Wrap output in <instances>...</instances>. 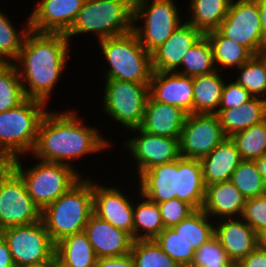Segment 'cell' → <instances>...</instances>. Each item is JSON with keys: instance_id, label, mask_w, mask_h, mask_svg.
<instances>
[{"instance_id": "6da1fadb", "label": "cell", "mask_w": 266, "mask_h": 267, "mask_svg": "<svg viewBox=\"0 0 266 267\" xmlns=\"http://www.w3.org/2000/svg\"><path fill=\"white\" fill-rule=\"evenodd\" d=\"M75 110L50 111L42 118L37 140L30 155L45 162L72 166V160L84 155L100 153L111 147L99 129L87 126Z\"/></svg>"}, {"instance_id": "7a4b0ae2", "label": "cell", "mask_w": 266, "mask_h": 267, "mask_svg": "<svg viewBox=\"0 0 266 267\" xmlns=\"http://www.w3.org/2000/svg\"><path fill=\"white\" fill-rule=\"evenodd\" d=\"M69 43L63 33L30 30L26 34L19 55L13 62L26 98L48 103L53 88L67 67L71 51Z\"/></svg>"}, {"instance_id": "3957f363", "label": "cell", "mask_w": 266, "mask_h": 267, "mask_svg": "<svg viewBox=\"0 0 266 267\" xmlns=\"http://www.w3.org/2000/svg\"><path fill=\"white\" fill-rule=\"evenodd\" d=\"M93 178H81L42 210L41 220L56 244L64 237L83 232L93 213Z\"/></svg>"}, {"instance_id": "277c9868", "label": "cell", "mask_w": 266, "mask_h": 267, "mask_svg": "<svg viewBox=\"0 0 266 267\" xmlns=\"http://www.w3.org/2000/svg\"><path fill=\"white\" fill-rule=\"evenodd\" d=\"M134 0H85L77 18L65 34L91 33L98 41L120 36L133 30Z\"/></svg>"}, {"instance_id": "5b68a950", "label": "cell", "mask_w": 266, "mask_h": 267, "mask_svg": "<svg viewBox=\"0 0 266 267\" xmlns=\"http://www.w3.org/2000/svg\"><path fill=\"white\" fill-rule=\"evenodd\" d=\"M46 105L27 98L19 106L0 112V156L14 160L31 154L40 122L49 110Z\"/></svg>"}, {"instance_id": "8992f818", "label": "cell", "mask_w": 266, "mask_h": 267, "mask_svg": "<svg viewBox=\"0 0 266 267\" xmlns=\"http://www.w3.org/2000/svg\"><path fill=\"white\" fill-rule=\"evenodd\" d=\"M107 64L105 80L150 83L151 54L140 44L132 30L126 34L98 41Z\"/></svg>"}, {"instance_id": "52a82bcc", "label": "cell", "mask_w": 266, "mask_h": 267, "mask_svg": "<svg viewBox=\"0 0 266 267\" xmlns=\"http://www.w3.org/2000/svg\"><path fill=\"white\" fill-rule=\"evenodd\" d=\"M20 159H14L13 169L22 177L28 194L41 211L82 178L74 165L39 160L29 169H24Z\"/></svg>"}, {"instance_id": "ba28073f", "label": "cell", "mask_w": 266, "mask_h": 267, "mask_svg": "<svg viewBox=\"0 0 266 267\" xmlns=\"http://www.w3.org/2000/svg\"><path fill=\"white\" fill-rule=\"evenodd\" d=\"M175 2L174 0H134L133 31L140 44L150 54L184 23ZM138 21L144 22L140 26Z\"/></svg>"}, {"instance_id": "9c48e42d", "label": "cell", "mask_w": 266, "mask_h": 267, "mask_svg": "<svg viewBox=\"0 0 266 267\" xmlns=\"http://www.w3.org/2000/svg\"><path fill=\"white\" fill-rule=\"evenodd\" d=\"M103 110L107 116L130 130L142 125L150 83L105 80Z\"/></svg>"}, {"instance_id": "30bf717a", "label": "cell", "mask_w": 266, "mask_h": 267, "mask_svg": "<svg viewBox=\"0 0 266 267\" xmlns=\"http://www.w3.org/2000/svg\"><path fill=\"white\" fill-rule=\"evenodd\" d=\"M16 267H44L55 257V243L42 220L24 226L3 229Z\"/></svg>"}, {"instance_id": "8fae6325", "label": "cell", "mask_w": 266, "mask_h": 267, "mask_svg": "<svg viewBox=\"0 0 266 267\" xmlns=\"http://www.w3.org/2000/svg\"><path fill=\"white\" fill-rule=\"evenodd\" d=\"M42 211L28 194L22 177L12 169L0 183V232L41 220Z\"/></svg>"}, {"instance_id": "7c38bea8", "label": "cell", "mask_w": 266, "mask_h": 267, "mask_svg": "<svg viewBox=\"0 0 266 267\" xmlns=\"http://www.w3.org/2000/svg\"><path fill=\"white\" fill-rule=\"evenodd\" d=\"M218 30L225 37L247 47L254 55L266 53L256 0H232Z\"/></svg>"}, {"instance_id": "4fadbf2b", "label": "cell", "mask_w": 266, "mask_h": 267, "mask_svg": "<svg viewBox=\"0 0 266 267\" xmlns=\"http://www.w3.org/2000/svg\"><path fill=\"white\" fill-rule=\"evenodd\" d=\"M225 138L217 114H187L179 137L180 157L201 160Z\"/></svg>"}, {"instance_id": "5bb4252c", "label": "cell", "mask_w": 266, "mask_h": 267, "mask_svg": "<svg viewBox=\"0 0 266 267\" xmlns=\"http://www.w3.org/2000/svg\"><path fill=\"white\" fill-rule=\"evenodd\" d=\"M136 136L126 140L125 147L137 162V175L156 165L167 164L180 157L179 138L158 136L143 131L140 127L130 129ZM139 133V134H138Z\"/></svg>"}, {"instance_id": "9a60e30c", "label": "cell", "mask_w": 266, "mask_h": 267, "mask_svg": "<svg viewBox=\"0 0 266 267\" xmlns=\"http://www.w3.org/2000/svg\"><path fill=\"white\" fill-rule=\"evenodd\" d=\"M85 0H39L29 16L30 30L66 34Z\"/></svg>"}, {"instance_id": "2e32d148", "label": "cell", "mask_w": 266, "mask_h": 267, "mask_svg": "<svg viewBox=\"0 0 266 267\" xmlns=\"http://www.w3.org/2000/svg\"><path fill=\"white\" fill-rule=\"evenodd\" d=\"M123 192L93 181V213L133 238V203Z\"/></svg>"}, {"instance_id": "e0dca14e", "label": "cell", "mask_w": 266, "mask_h": 267, "mask_svg": "<svg viewBox=\"0 0 266 267\" xmlns=\"http://www.w3.org/2000/svg\"><path fill=\"white\" fill-rule=\"evenodd\" d=\"M192 77L177 72L152 71L149 95L155 100L193 114Z\"/></svg>"}, {"instance_id": "ac0fdd59", "label": "cell", "mask_w": 266, "mask_h": 267, "mask_svg": "<svg viewBox=\"0 0 266 267\" xmlns=\"http://www.w3.org/2000/svg\"><path fill=\"white\" fill-rule=\"evenodd\" d=\"M204 34L186 21L151 53L152 71L175 72L187 50Z\"/></svg>"}, {"instance_id": "d6986e66", "label": "cell", "mask_w": 266, "mask_h": 267, "mask_svg": "<svg viewBox=\"0 0 266 267\" xmlns=\"http://www.w3.org/2000/svg\"><path fill=\"white\" fill-rule=\"evenodd\" d=\"M84 232L97 258L122 256L131 251L132 236L124 230L115 228L94 213L89 217Z\"/></svg>"}, {"instance_id": "ffe728a7", "label": "cell", "mask_w": 266, "mask_h": 267, "mask_svg": "<svg viewBox=\"0 0 266 267\" xmlns=\"http://www.w3.org/2000/svg\"><path fill=\"white\" fill-rule=\"evenodd\" d=\"M215 222V236L231 261L240 262L257 248L256 232L242 217Z\"/></svg>"}, {"instance_id": "44dd1931", "label": "cell", "mask_w": 266, "mask_h": 267, "mask_svg": "<svg viewBox=\"0 0 266 267\" xmlns=\"http://www.w3.org/2000/svg\"><path fill=\"white\" fill-rule=\"evenodd\" d=\"M186 116L181 108L155 101L149 95L140 128L153 135L179 138Z\"/></svg>"}, {"instance_id": "7402d4cb", "label": "cell", "mask_w": 266, "mask_h": 267, "mask_svg": "<svg viewBox=\"0 0 266 267\" xmlns=\"http://www.w3.org/2000/svg\"><path fill=\"white\" fill-rule=\"evenodd\" d=\"M245 203L246 198L231 181L218 182L206 186L201 209L212 220L239 218L242 217Z\"/></svg>"}, {"instance_id": "603a6c76", "label": "cell", "mask_w": 266, "mask_h": 267, "mask_svg": "<svg viewBox=\"0 0 266 267\" xmlns=\"http://www.w3.org/2000/svg\"><path fill=\"white\" fill-rule=\"evenodd\" d=\"M139 192L154 203L176 198L178 193V159L153 166L139 176Z\"/></svg>"}, {"instance_id": "cb8c5ba5", "label": "cell", "mask_w": 266, "mask_h": 267, "mask_svg": "<svg viewBox=\"0 0 266 267\" xmlns=\"http://www.w3.org/2000/svg\"><path fill=\"white\" fill-rule=\"evenodd\" d=\"M203 180L206 186L230 181L242 158L231 137H226L210 154L202 158Z\"/></svg>"}, {"instance_id": "d4e9b609", "label": "cell", "mask_w": 266, "mask_h": 267, "mask_svg": "<svg viewBox=\"0 0 266 267\" xmlns=\"http://www.w3.org/2000/svg\"><path fill=\"white\" fill-rule=\"evenodd\" d=\"M206 185L203 180L201 161L178 158V193L176 198L190 204L195 210L201 209Z\"/></svg>"}, {"instance_id": "484cf974", "label": "cell", "mask_w": 266, "mask_h": 267, "mask_svg": "<svg viewBox=\"0 0 266 267\" xmlns=\"http://www.w3.org/2000/svg\"><path fill=\"white\" fill-rule=\"evenodd\" d=\"M217 115L226 137H232L266 119V102L263 98L253 97L238 108L218 110Z\"/></svg>"}, {"instance_id": "4316f807", "label": "cell", "mask_w": 266, "mask_h": 267, "mask_svg": "<svg viewBox=\"0 0 266 267\" xmlns=\"http://www.w3.org/2000/svg\"><path fill=\"white\" fill-rule=\"evenodd\" d=\"M218 72L192 77L193 114H217L226 80Z\"/></svg>"}, {"instance_id": "83f0119b", "label": "cell", "mask_w": 266, "mask_h": 267, "mask_svg": "<svg viewBox=\"0 0 266 267\" xmlns=\"http://www.w3.org/2000/svg\"><path fill=\"white\" fill-rule=\"evenodd\" d=\"M55 258L66 267H95L97 257L87 234L68 235L55 244Z\"/></svg>"}, {"instance_id": "f1b7e54d", "label": "cell", "mask_w": 266, "mask_h": 267, "mask_svg": "<svg viewBox=\"0 0 266 267\" xmlns=\"http://www.w3.org/2000/svg\"><path fill=\"white\" fill-rule=\"evenodd\" d=\"M232 0H190V19L186 22L193 25L204 35L218 30L229 12Z\"/></svg>"}, {"instance_id": "f546056e", "label": "cell", "mask_w": 266, "mask_h": 267, "mask_svg": "<svg viewBox=\"0 0 266 267\" xmlns=\"http://www.w3.org/2000/svg\"><path fill=\"white\" fill-rule=\"evenodd\" d=\"M205 35L211 43L214 63L219 72L225 67L236 69L254 56L247 47L225 37L219 30L208 32Z\"/></svg>"}, {"instance_id": "4dcf8cb0", "label": "cell", "mask_w": 266, "mask_h": 267, "mask_svg": "<svg viewBox=\"0 0 266 267\" xmlns=\"http://www.w3.org/2000/svg\"><path fill=\"white\" fill-rule=\"evenodd\" d=\"M138 193L142 201L133 204V240H154L165 229L158 203Z\"/></svg>"}, {"instance_id": "1f68e13d", "label": "cell", "mask_w": 266, "mask_h": 267, "mask_svg": "<svg viewBox=\"0 0 266 267\" xmlns=\"http://www.w3.org/2000/svg\"><path fill=\"white\" fill-rule=\"evenodd\" d=\"M212 221V222H210ZM213 223V224H212ZM215 221L202 209L195 210L172 228L195 250L215 236Z\"/></svg>"}, {"instance_id": "d6a6232c", "label": "cell", "mask_w": 266, "mask_h": 267, "mask_svg": "<svg viewBox=\"0 0 266 267\" xmlns=\"http://www.w3.org/2000/svg\"><path fill=\"white\" fill-rule=\"evenodd\" d=\"M216 70L211 43L207 36L203 35L187 50L182 59L181 66L175 72L194 77L207 75Z\"/></svg>"}, {"instance_id": "836d02e7", "label": "cell", "mask_w": 266, "mask_h": 267, "mask_svg": "<svg viewBox=\"0 0 266 267\" xmlns=\"http://www.w3.org/2000/svg\"><path fill=\"white\" fill-rule=\"evenodd\" d=\"M237 70H239V75L234 81L242 85L253 97L264 99L266 95V53L254 55Z\"/></svg>"}, {"instance_id": "e575fe53", "label": "cell", "mask_w": 266, "mask_h": 267, "mask_svg": "<svg viewBox=\"0 0 266 267\" xmlns=\"http://www.w3.org/2000/svg\"><path fill=\"white\" fill-rule=\"evenodd\" d=\"M14 26L5 12L0 9V63H13L17 59L24 38L30 31L29 17L23 29L18 30Z\"/></svg>"}, {"instance_id": "d590c367", "label": "cell", "mask_w": 266, "mask_h": 267, "mask_svg": "<svg viewBox=\"0 0 266 267\" xmlns=\"http://www.w3.org/2000/svg\"><path fill=\"white\" fill-rule=\"evenodd\" d=\"M26 99L16 66L0 63V112L17 107Z\"/></svg>"}, {"instance_id": "8d00e7d4", "label": "cell", "mask_w": 266, "mask_h": 267, "mask_svg": "<svg viewBox=\"0 0 266 267\" xmlns=\"http://www.w3.org/2000/svg\"><path fill=\"white\" fill-rule=\"evenodd\" d=\"M234 141L242 160L260 158L266 154V119L234 134Z\"/></svg>"}, {"instance_id": "74e56055", "label": "cell", "mask_w": 266, "mask_h": 267, "mask_svg": "<svg viewBox=\"0 0 266 267\" xmlns=\"http://www.w3.org/2000/svg\"><path fill=\"white\" fill-rule=\"evenodd\" d=\"M230 181L246 199L265 195L266 183L257 170L254 161L242 160L233 171Z\"/></svg>"}, {"instance_id": "f35d334b", "label": "cell", "mask_w": 266, "mask_h": 267, "mask_svg": "<svg viewBox=\"0 0 266 267\" xmlns=\"http://www.w3.org/2000/svg\"><path fill=\"white\" fill-rule=\"evenodd\" d=\"M130 254L135 267H181L155 240H133Z\"/></svg>"}, {"instance_id": "ab89813d", "label": "cell", "mask_w": 266, "mask_h": 267, "mask_svg": "<svg viewBox=\"0 0 266 267\" xmlns=\"http://www.w3.org/2000/svg\"><path fill=\"white\" fill-rule=\"evenodd\" d=\"M154 240L181 267H190L196 250L173 228H165Z\"/></svg>"}, {"instance_id": "60d3db41", "label": "cell", "mask_w": 266, "mask_h": 267, "mask_svg": "<svg viewBox=\"0 0 266 267\" xmlns=\"http://www.w3.org/2000/svg\"><path fill=\"white\" fill-rule=\"evenodd\" d=\"M233 263L234 262L229 259L217 237L214 236L195 251L194 259L190 267Z\"/></svg>"}, {"instance_id": "b9f144b4", "label": "cell", "mask_w": 266, "mask_h": 267, "mask_svg": "<svg viewBox=\"0 0 266 267\" xmlns=\"http://www.w3.org/2000/svg\"><path fill=\"white\" fill-rule=\"evenodd\" d=\"M158 206L165 228H172L195 211L190 204L177 198L158 203Z\"/></svg>"}, {"instance_id": "7bdbcfd3", "label": "cell", "mask_w": 266, "mask_h": 267, "mask_svg": "<svg viewBox=\"0 0 266 267\" xmlns=\"http://www.w3.org/2000/svg\"><path fill=\"white\" fill-rule=\"evenodd\" d=\"M242 218L255 232L266 229V197L246 199Z\"/></svg>"}, {"instance_id": "ee69618b", "label": "cell", "mask_w": 266, "mask_h": 267, "mask_svg": "<svg viewBox=\"0 0 266 267\" xmlns=\"http://www.w3.org/2000/svg\"><path fill=\"white\" fill-rule=\"evenodd\" d=\"M227 82L229 81L226 80L223 87L218 110L238 108L253 98L242 85L237 84L234 80Z\"/></svg>"}, {"instance_id": "f6af8a7d", "label": "cell", "mask_w": 266, "mask_h": 267, "mask_svg": "<svg viewBox=\"0 0 266 267\" xmlns=\"http://www.w3.org/2000/svg\"><path fill=\"white\" fill-rule=\"evenodd\" d=\"M95 267H135V265L129 253L117 257L97 258Z\"/></svg>"}, {"instance_id": "bcb514c9", "label": "cell", "mask_w": 266, "mask_h": 267, "mask_svg": "<svg viewBox=\"0 0 266 267\" xmlns=\"http://www.w3.org/2000/svg\"><path fill=\"white\" fill-rule=\"evenodd\" d=\"M243 267H266V252L257 248L240 261Z\"/></svg>"}, {"instance_id": "7dc6e473", "label": "cell", "mask_w": 266, "mask_h": 267, "mask_svg": "<svg viewBox=\"0 0 266 267\" xmlns=\"http://www.w3.org/2000/svg\"><path fill=\"white\" fill-rule=\"evenodd\" d=\"M0 267H16L7 241L0 233Z\"/></svg>"}, {"instance_id": "c3c4849f", "label": "cell", "mask_w": 266, "mask_h": 267, "mask_svg": "<svg viewBox=\"0 0 266 267\" xmlns=\"http://www.w3.org/2000/svg\"><path fill=\"white\" fill-rule=\"evenodd\" d=\"M259 7L263 43L266 46V0H256Z\"/></svg>"}, {"instance_id": "681fc988", "label": "cell", "mask_w": 266, "mask_h": 267, "mask_svg": "<svg viewBox=\"0 0 266 267\" xmlns=\"http://www.w3.org/2000/svg\"><path fill=\"white\" fill-rule=\"evenodd\" d=\"M13 159L0 156V183L13 169Z\"/></svg>"}, {"instance_id": "f907efd6", "label": "cell", "mask_w": 266, "mask_h": 267, "mask_svg": "<svg viewBox=\"0 0 266 267\" xmlns=\"http://www.w3.org/2000/svg\"><path fill=\"white\" fill-rule=\"evenodd\" d=\"M253 161L261 177L264 179L266 183V154L261 156L260 158L254 159Z\"/></svg>"}, {"instance_id": "816d5d0a", "label": "cell", "mask_w": 266, "mask_h": 267, "mask_svg": "<svg viewBox=\"0 0 266 267\" xmlns=\"http://www.w3.org/2000/svg\"><path fill=\"white\" fill-rule=\"evenodd\" d=\"M257 249L266 252V229L256 232Z\"/></svg>"}, {"instance_id": "f5cc1de1", "label": "cell", "mask_w": 266, "mask_h": 267, "mask_svg": "<svg viewBox=\"0 0 266 267\" xmlns=\"http://www.w3.org/2000/svg\"><path fill=\"white\" fill-rule=\"evenodd\" d=\"M44 267H66L65 265H63L58 259H56L55 257L48 263L46 264Z\"/></svg>"}, {"instance_id": "db71d44e", "label": "cell", "mask_w": 266, "mask_h": 267, "mask_svg": "<svg viewBox=\"0 0 266 267\" xmlns=\"http://www.w3.org/2000/svg\"><path fill=\"white\" fill-rule=\"evenodd\" d=\"M233 264L207 265L202 267H232Z\"/></svg>"}, {"instance_id": "11a10c76", "label": "cell", "mask_w": 266, "mask_h": 267, "mask_svg": "<svg viewBox=\"0 0 266 267\" xmlns=\"http://www.w3.org/2000/svg\"><path fill=\"white\" fill-rule=\"evenodd\" d=\"M232 267H243V265L240 262H234Z\"/></svg>"}]
</instances>
